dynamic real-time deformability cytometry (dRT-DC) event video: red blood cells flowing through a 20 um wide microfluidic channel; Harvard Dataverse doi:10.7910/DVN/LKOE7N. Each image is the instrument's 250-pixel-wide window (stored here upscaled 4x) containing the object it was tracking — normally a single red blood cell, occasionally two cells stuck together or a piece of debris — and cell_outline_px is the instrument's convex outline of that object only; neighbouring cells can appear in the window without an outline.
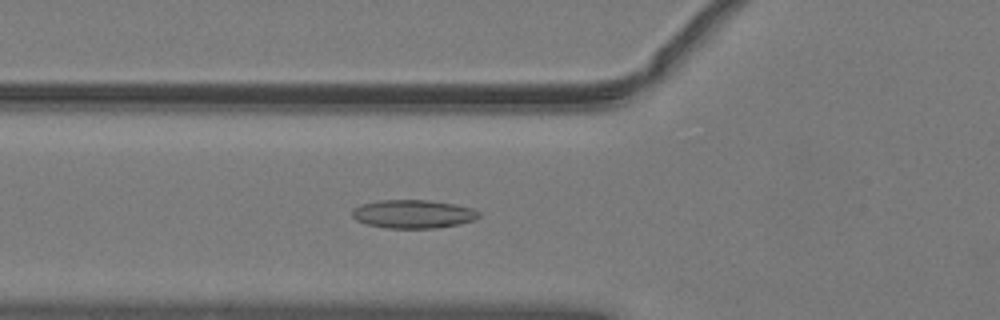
{"species": "common noctule bat (a hibernating species)", "species_latin": "Nyctalus noctula", "temperature_condition": "warm", "stored_images_in_passage": 52, "camera_frame_rate_fps": 3000, "um_per_image_px": 0.085, "animal": {"sex": "male", "body_mass_g": 19.2, "forearm_length_mm": 51.8}, "frame": {"image": 1, "passage_image": 20, "time_ms": 6.333, "image_size_px": [1000, 320], "cell_outline_px": [[480, 216], [476, 220], [456, 224], [432, 228], [388, 228], [368, 224], [356, 220], [352, 216], [352, 208], [360, 204], [380, 200], [428, 200], [456, 204], [472, 208], [480, 212]], "centroid_in_image_um": [35.11, 18.18], "position_along_channel_um": 90.7, "area_um2": 20.98}}
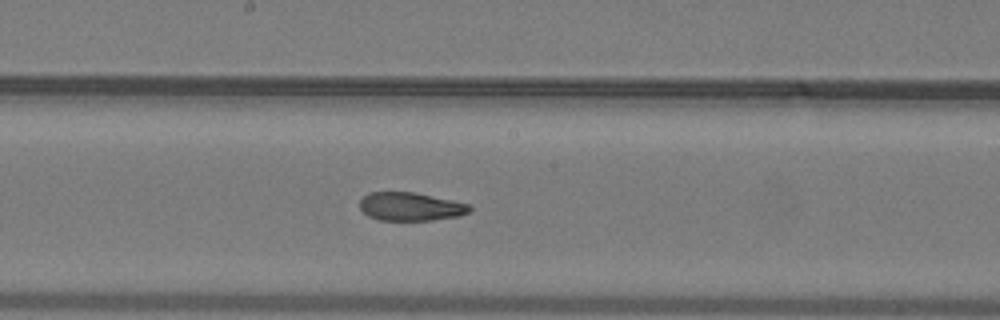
{"frame": {"image": 2, "passage_image": 29, "time_ms": 9.333, "image_size_px": [1000, 320], "cell_outline_px": [[472, 208], [468, 212], [460, 216], [432, 220], [380, 220], [368, 216], [360, 208], [360, 200], [368, 192], [416, 192], [472, 204]], "centroid_in_image_um": [34.93, 17.55], "position_along_channel_um": 213.3, "area_um2": 18.32}}
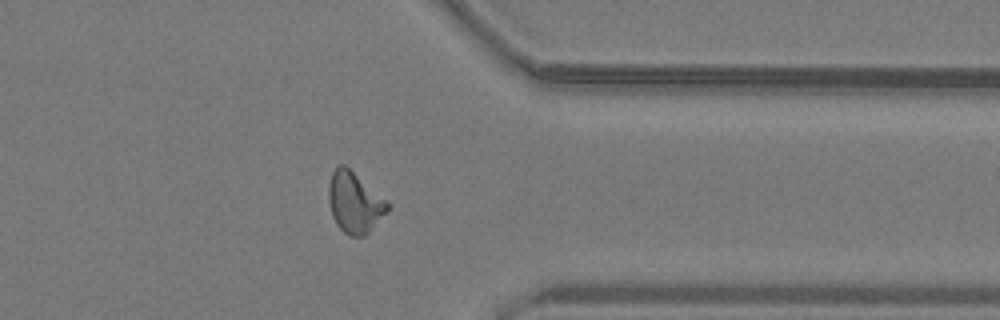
{"frame": {"image": 3, "passage_image": 42, "time_ms": 13.667, "image_size_px": [1000, 320], "cell_outline_px": [[388, 212], [364, 236], [352, 236], [344, 232], [336, 224], [332, 216], [328, 200], [328, 188], [332, 172], [340, 164], [344, 164], [384, 200], [388, 204]], "centroid_in_image_um": [30.09, 17.24], "position_along_channel_um": 381.3, "area_um2": 20.29}, "authors_computed_cell_mechanics": {"area_um2": 19.9988, "velocity_mm_per_s": 4.0654, "shape_relaxation_time_tau1_ms": null, "shape_relaxation_time_tau2_ms": 3.2602, "deformation_change_tau1": null, "deformation_change_tau2": 0.0943}}